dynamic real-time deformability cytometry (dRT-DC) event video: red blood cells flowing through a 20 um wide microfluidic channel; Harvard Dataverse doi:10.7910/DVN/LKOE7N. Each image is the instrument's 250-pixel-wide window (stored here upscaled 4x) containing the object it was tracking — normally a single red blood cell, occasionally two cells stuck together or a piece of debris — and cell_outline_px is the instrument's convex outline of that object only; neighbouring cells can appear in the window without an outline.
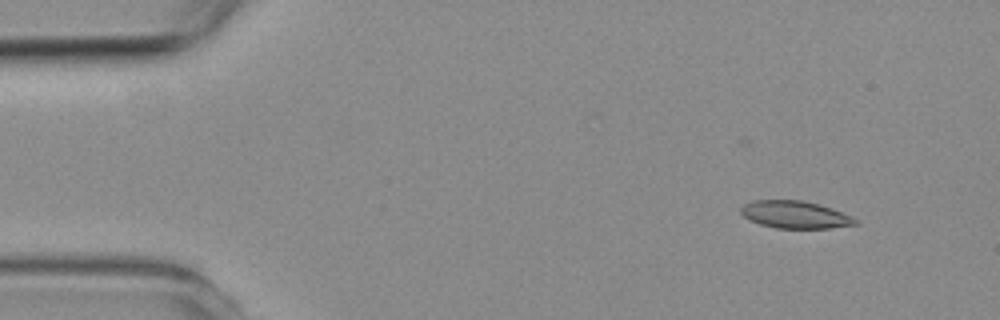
{"species": "common noctule bat (a hibernating species)", "species_latin": "Nyctalus noctula", "temperature_condition": "room temperature", "stored_images_in_passage": 3, "camera_frame_rate_fps": 3000, "um_per_image_px": 0.085, "animal": {"sex": "female", "body_mass_g": 19.3, "forearm_length_mm": 54.1}, "frame": {"image": 1, "passage_image": 1, "time_ms": 0.0, "image_size_px": [1000, 320], "cell_outline_px": [[860, 224], [832, 228], [776, 228], [760, 224], [748, 220], [740, 212], [740, 208], [744, 204], [752, 200], [804, 200], [852, 216]], "centroid_in_image_um": [67.54, 18.25], "position_along_channel_um": 17.5, "area_um2": 18.21}}